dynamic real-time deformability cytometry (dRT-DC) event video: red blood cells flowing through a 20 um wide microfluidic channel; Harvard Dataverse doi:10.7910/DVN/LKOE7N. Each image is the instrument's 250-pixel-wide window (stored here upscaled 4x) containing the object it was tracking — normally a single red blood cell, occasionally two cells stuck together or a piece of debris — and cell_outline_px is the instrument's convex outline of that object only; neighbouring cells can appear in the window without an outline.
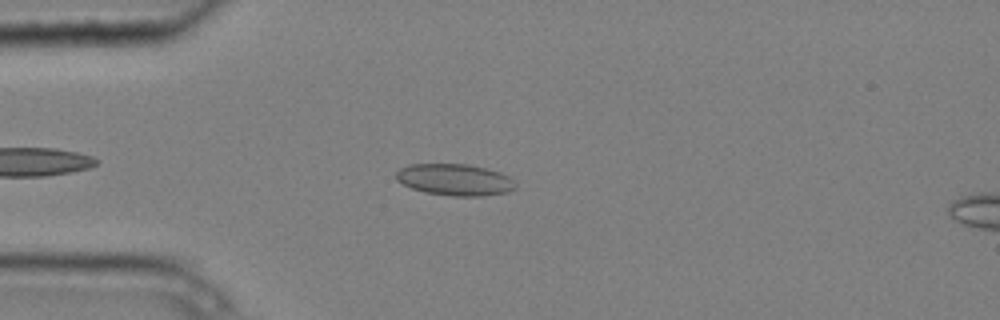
{"species": "common noctule bat (a hibernating species)", "species_latin": "Nyctalus noctula", "temperature_condition": "cold", "stored_images_in_passage": 6, "camera_frame_rate_fps": 3000, "um_per_image_px": 0.085, "animal": {"sex": "male", "body_mass_g": 20.4}, "frame": {"image": 1, "passage_image": 3, "time_ms": 0.667, "image_size_px": [1000, 320], "cell_outline_px": [[516, 188], [508, 192], [480, 196], [452, 196], [424, 192], [412, 188], [396, 180], [396, 172], [400, 168], [412, 164], [468, 164], [488, 168], [500, 172], [508, 176], [516, 184]], "centroid_in_image_um": [38.67, 15.27], "position_along_channel_um": 46.3, "area_um2": 22.02}}
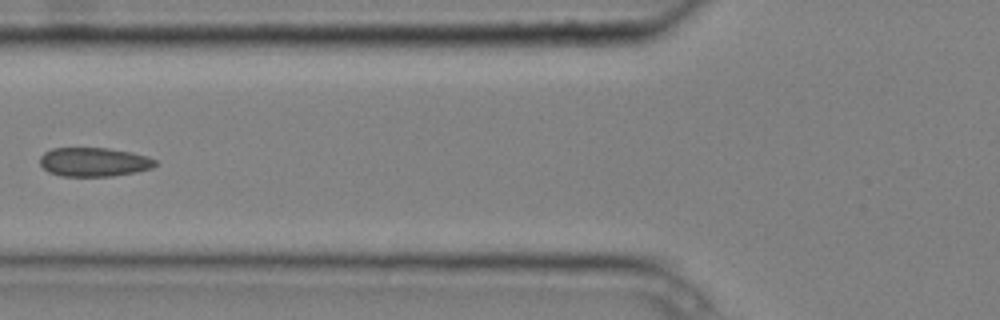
{"frame": {"image": 2, "passage_image": 5, "time_ms": 1.333, "image_size_px": [1000, 320], "cell_outline_px": [[156, 164], [152, 168], [112, 176], [60, 176], [48, 172], [40, 164], [40, 156], [44, 152], [52, 148], [108, 148], [132, 152], [148, 156], [156, 160]], "centroid_in_image_um": [7.96, 13.76], "position_along_channel_um": 117.8, "area_um2": 19.48}}
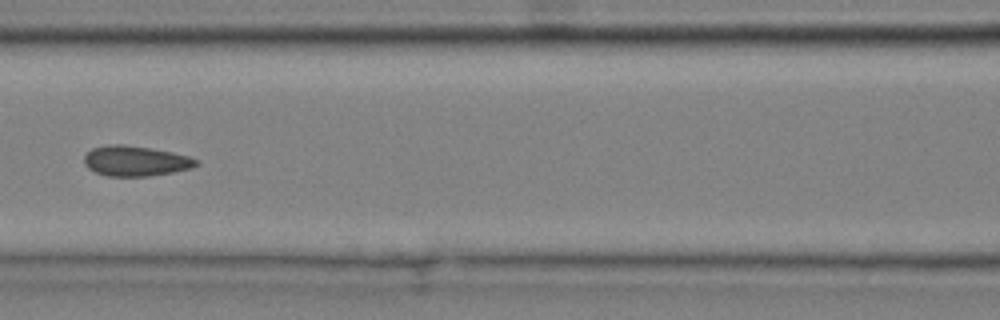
{"frame": {"image": 3, "passage_image": 6, "time_ms": 1.667, "image_size_px": [1000, 320], "cell_outline_px": [[200, 164], [192, 168], [172, 172], [148, 176], [108, 176], [96, 172], [88, 168], [84, 164], [84, 156], [92, 148], [108, 144], [124, 144], [172, 152], [188, 156], [200, 160]], "centroid_in_image_um": [11.53, 13.68], "position_along_channel_um": 155.1, "area_um2": 19.77}}